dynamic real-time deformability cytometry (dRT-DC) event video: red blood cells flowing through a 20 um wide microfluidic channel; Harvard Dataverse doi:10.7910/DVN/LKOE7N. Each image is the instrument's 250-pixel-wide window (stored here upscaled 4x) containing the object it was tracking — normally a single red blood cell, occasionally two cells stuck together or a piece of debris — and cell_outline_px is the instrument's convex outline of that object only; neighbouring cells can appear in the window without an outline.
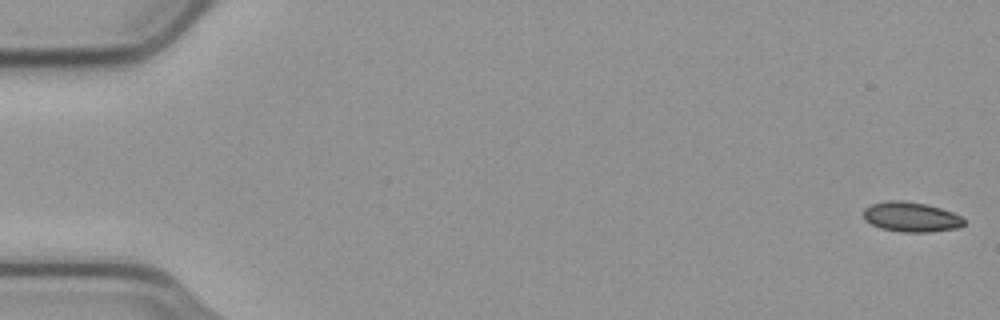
{"species": "common noctule bat (a hibernating species)", "species_latin": "Nyctalus noctula", "temperature_condition": "cold", "stored_images_in_passage": 55, "camera_frame_rate_fps": 3000, "um_per_image_px": 0.085, "animal": {"sex": "male", "body_mass_g": 23.1, "forearm_length_mm": 52.7}, "frame": {"image": 1, "passage_image": 1, "time_ms": 0.0, "image_size_px": [1000, 320], "cell_outline_px": [[964, 224], [960, 228], [928, 232], [900, 232], [880, 228], [864, 220], [864, 208], [872, 204], [888, 200], [904, 200], [928, 204], [952, 212], [960, 216], [964, 220]], "centroid_in_image_um": [77.44, 18.44], "position_along_channel_um": 7.6, "area_um2": 17.63}}
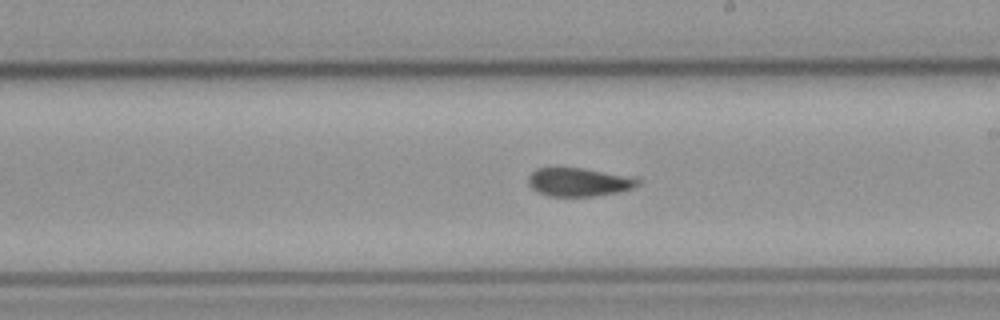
{"frame": {"image": 2, "passage_image": 32, "time_ms": 10.333, "image_size_px": [1000, 320], "cell_outline_px": [[640, 184], [632, 188], [620, 192], [596, 196], [548, 196], [536, 192], [528, 184], [528, 176], [536, 168], [580, 168], [640, 176]], "centroid_in_image_um": [49.27, 15.47], "position_along_channel_um": 239.7, "area_um2": 18.61}}
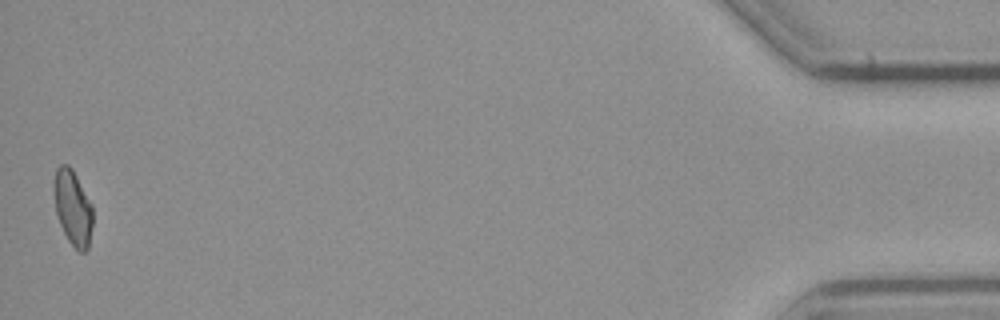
{"frame": {"image": 3, "passage_image": 55, "time_ms": 18.0, "image_size_px": [1000, 320], "cell_outline_px": [[92, 224], [88, 248], [84, 252], [80, 252], [68, 240], [60, 224], [56, 212], [52, 192], [52, 188], [56, 168], [60, 164], [68, 164], [72, 168], [92, 204]], "centroid_in_image_um": [6.16, 17.61], "position_along_channel_um": 429.0, "area_um2": 17.11}}